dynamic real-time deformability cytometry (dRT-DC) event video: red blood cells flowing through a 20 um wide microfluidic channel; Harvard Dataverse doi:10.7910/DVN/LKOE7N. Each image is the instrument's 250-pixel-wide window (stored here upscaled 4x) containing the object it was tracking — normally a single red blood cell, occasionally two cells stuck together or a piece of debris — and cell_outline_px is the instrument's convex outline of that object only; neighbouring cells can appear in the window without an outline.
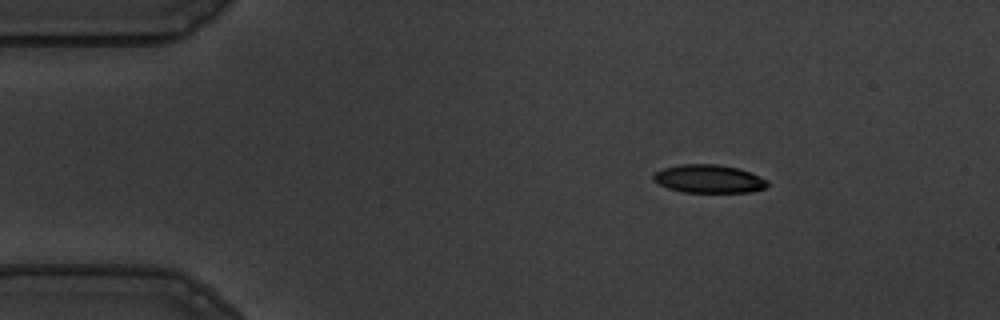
{"species": "common noctule bat (a hibernating species)", "species_latin": "Nyctalus noctula", "temperature_condition": "warm", "stored_images_in_passage": 50, "camera_frame_rate_fps": 3000, "um_per_image_px": 0.085, "animal": {"sex": "male", "body_mass_g": 19.5, "forearm_length_mm": 54.6}, "frame": {"image": 1, "passage_image": 3, "time_ms": 0.667, "image_size_px": [1000, 320], "cell_outline_px": [[768, 184], [764, 188], [752, 192], [684, 192], [668, 188], [652, 180], [652, 176], [656, 172], [664, 168], [680, 164], [716, 164], [740, 168], [768, 180]], "centroid_in_image_um": [60.25, 15.2], "position_along_channel_um": 24.7, "area_um2": 18.73}}
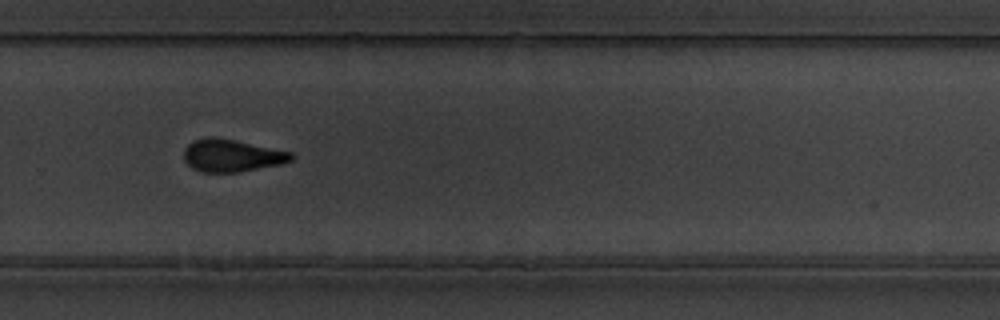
{"frame": {"image": 2, "passage_image": 32, "time_ms": 10.333, "image_size_px": [1000, 320], "cell_outline_px": [[296, 156], [292, 160], [280, 164], [240, 172], [200, 172], [192, 168], [184, 160], [184, 148], [188, 144], [204, 136], [212, 136], [292, 152]], "centroid_in_image_um": [19.68, 13.23], "position_along_channel_um": 310.1, "area_um2": 20.23}}
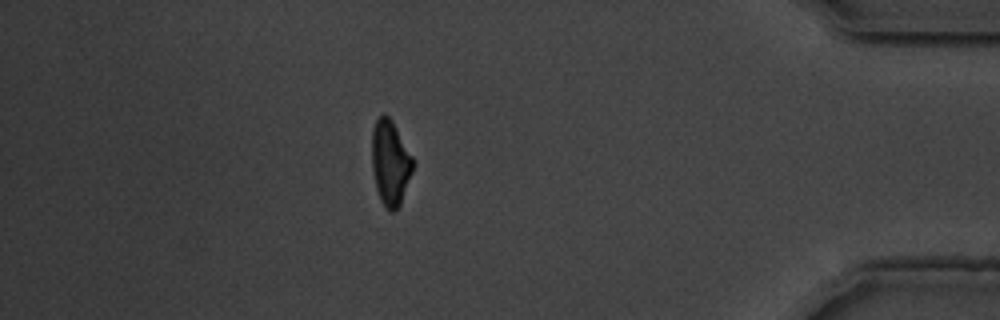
{"frame": {"image": 3, "passage_image": 43, "time_ms": 14.0, "image_size_px": [1000, 320], "cell_outline_px": [[416, 164], [400, 204], [392, 212], [380, 200], [376, 188], [372, 168], [372, 132], [376, 120], [380, 116], [388, 116], [392, 120], [412, 156]], "centroid_in_image_um": [33.19, 13.83], "position_along_channel_um": 402.0, "area_um2": 20.17}, "authors_computed_cell_mechanics": {"area_um2": 20.3745, "velocity_mm_per_s": 3.6552, "shape_relaxation_time_tau1_ms": 4.6987, "shape_relaxation_time_tau2_ms": 2.6218, "deformation_change_tau1": 0.1751, "deformation_change_tau2": 0.112}}